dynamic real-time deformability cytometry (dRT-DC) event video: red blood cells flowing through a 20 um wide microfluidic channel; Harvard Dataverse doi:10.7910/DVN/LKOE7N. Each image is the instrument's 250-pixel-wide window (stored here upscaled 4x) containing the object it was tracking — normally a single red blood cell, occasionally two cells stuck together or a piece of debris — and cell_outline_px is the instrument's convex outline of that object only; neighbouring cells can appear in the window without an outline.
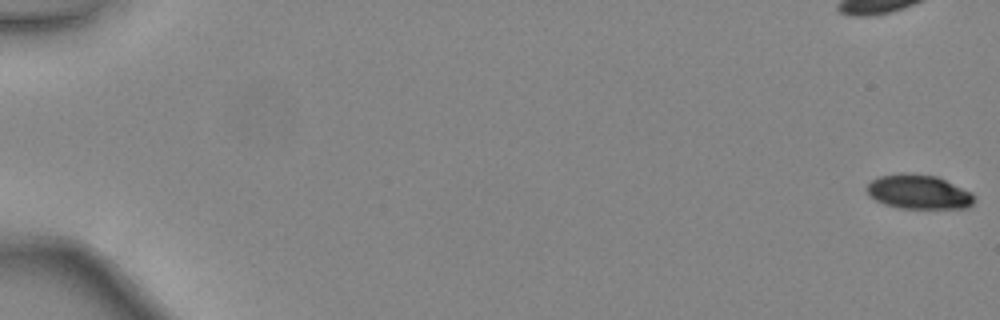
{"species": "common noctule bat (a hibernating species)", "species_latin": "Nyctalus noctula", "temperature_condition": "warm", "stored_images_in_passage": 48, "camera_frame_rate_fps": 3000, "um_per_image_px": 0.085, "animal": {"sex": "female", "body_mass_g": 24.6, "forearm_length_mm": 56.2}, "frame": {"image": 1, "passage_image": 1, "time_ms": 0.0, "image_size_px": [1000, 320], "cell_outline_px": [[976, 200], [968, 208], [900, 208], [884, 204], [868, 196], [868, 184], [872, 180], [880, 176], [936, 176], [972, 192]], "centroid_in_image_um": [78.14, 16.37], "position_along_channel_um": 6.9, "area_um2": 20.63}}